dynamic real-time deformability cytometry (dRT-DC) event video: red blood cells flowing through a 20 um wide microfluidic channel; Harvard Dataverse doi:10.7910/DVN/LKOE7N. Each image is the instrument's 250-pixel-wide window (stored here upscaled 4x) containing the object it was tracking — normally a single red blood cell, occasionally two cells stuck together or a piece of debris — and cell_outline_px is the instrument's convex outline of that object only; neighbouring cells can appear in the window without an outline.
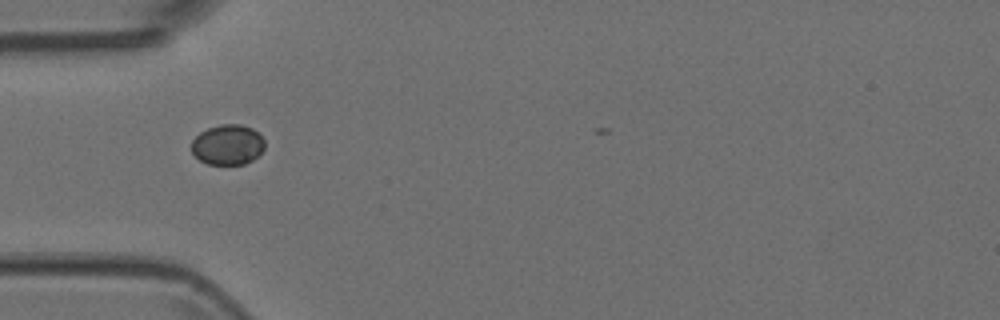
{"species": "Egyptian fruit bat (a non-hibernating species)", "species_latin": "Rousettus aegyptiacus", "temperature_condition": "room temperature", "stored_images_in_passage": 2, "camera_frame_rate_fps": 3000, "um_per_image_px": 0.085, "animal": {"sex": "female"}, "frame": {"image": 1, "passage_image": 1, "time_ms": 0.0, "image_size_px": [1000, 320], "cell_outline_px": [[264, 148], [252, 160], [244, 164], [208, 164], [200, 160], [192, 152], [192, 140], [200, 132], [208, 128], [220, 124], [240, 124], [252, 128], [264, 140]], "centroid_in_image_um": [19.34, 12.29], "position_along_channel_um": 65.7, "area_um2": 16.99}}